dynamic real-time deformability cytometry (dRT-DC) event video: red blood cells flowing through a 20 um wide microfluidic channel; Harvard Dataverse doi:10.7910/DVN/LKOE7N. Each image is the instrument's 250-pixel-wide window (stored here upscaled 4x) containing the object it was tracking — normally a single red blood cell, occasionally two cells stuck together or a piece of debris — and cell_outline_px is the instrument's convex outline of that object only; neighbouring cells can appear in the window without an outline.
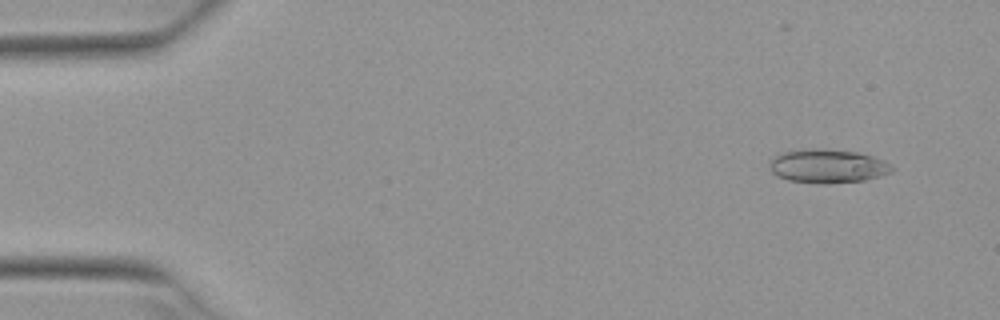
{"species": "Egyptian fruit bat (a non-hibernating species)", "species_latin": "Rousettus aegyptiacus", "temperature_condition": "warm", "stored_images_in_passage": 4, "camera_frame_rate_fps": 3000, "um_per_image_px": 0.085, "animal": {"sex": "female"}, "frame": {"image": 1, "passage_image": 1, "time_ms": 0.0, "image_size_px": [1000, 320], "cell_outline_px": [[896, 168], [892, 172], [880, 176], [864, 180], [828, 184], [816, 184], [788, 180], [772, 172], [768, 164], [772, 156], [784, 152], [812, 148], [820, 148], [856, 152], [872, 156], [884, 160], [892, 164]], "centroid_in_image_um": [70.37, 14.12], "position_along_channel_um": 14.6, "area_um2": 24.33}}
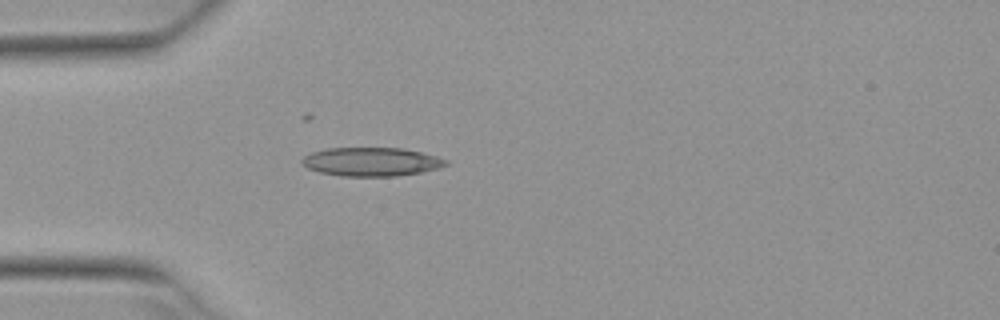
{"frame": {"image": 2, "passage_image": 4, "time_ms": 1.0, "image_size_px": [1000, 320], "cell_outline_px": [[448, 164], [440, 168], [420, 172], [396, 176], [344, 176], [320, 172], [308, 168], [300, 160], [304, 156], [312, 152], [328, 148], [400, 148], [420, 152], [436, 156], [448, 160]], "centroid_in_image_um": [31.58, 13.75], "position_along_channel_um": 53.4, "area_um2": 23.87}}